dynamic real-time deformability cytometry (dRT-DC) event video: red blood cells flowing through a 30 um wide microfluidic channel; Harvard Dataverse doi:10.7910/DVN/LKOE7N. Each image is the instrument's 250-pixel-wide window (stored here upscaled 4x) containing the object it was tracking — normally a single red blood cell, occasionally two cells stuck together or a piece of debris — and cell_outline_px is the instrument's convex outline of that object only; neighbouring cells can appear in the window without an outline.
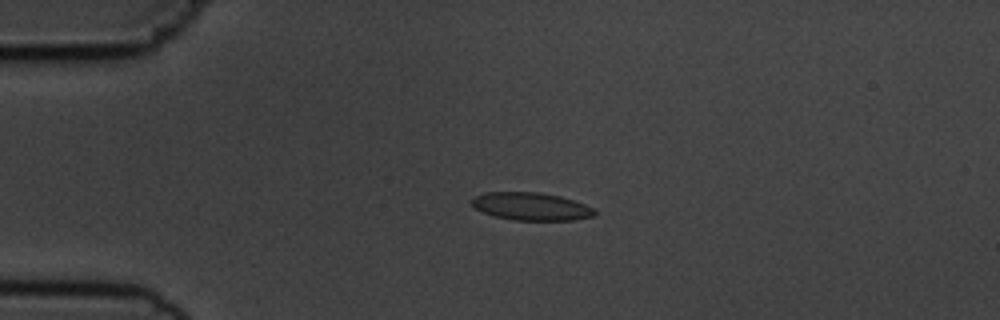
{"species": "common noctule bat (a hibernating species)", "species_latin": "Nyctalus noctula", "temperature_condition": "cold", "stored_images_in_passage": 5, "camera_frame_rate_fps": 3000, "um_per_image_px": 0.085, "animal": {"sex": "male", "body_mass_g": 19.5, "forearm_length_mm": 54.6}, "frame": {"image": 1, "passage_image": 3, "time_ms": 2.333, "image_size_px": [1000, 320], "cell_outline_px": [[596, 216], [572, 220], [512, 220], [492, 216], [476, 208], [472, 204], [472, 200], [476, 196], [484, 192], [540, 192], [560, 196], [584, 204], [592, 208], [596, 212]], "centroid_in_image_um": [45.15, 17.55], "position_along_channel_um": 39.9, "area_um2": 19.83}}
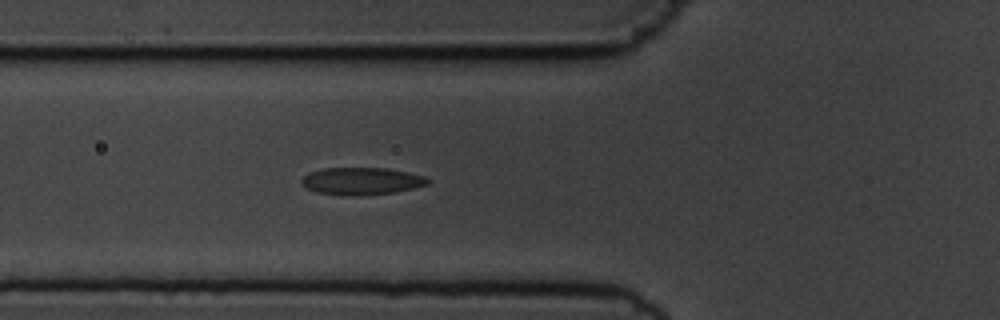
{"frame": {"image": 2, "passage_image": 5, "time_ms": 4.667, "image_size_px": [1000, 320], "cell_outline_px": [[428, 184], [396, 192], [356, 196], [352, 196], [316, 192], [300, 184], [300, 180], [308, 172], [324, 168], [388, 168], [408, 172], [424, 176], [428, 180]], "centroid_in_image_um": [30.69, 15.39], "position_along_channel_um": 95.1, "area_um2": 20.06}}